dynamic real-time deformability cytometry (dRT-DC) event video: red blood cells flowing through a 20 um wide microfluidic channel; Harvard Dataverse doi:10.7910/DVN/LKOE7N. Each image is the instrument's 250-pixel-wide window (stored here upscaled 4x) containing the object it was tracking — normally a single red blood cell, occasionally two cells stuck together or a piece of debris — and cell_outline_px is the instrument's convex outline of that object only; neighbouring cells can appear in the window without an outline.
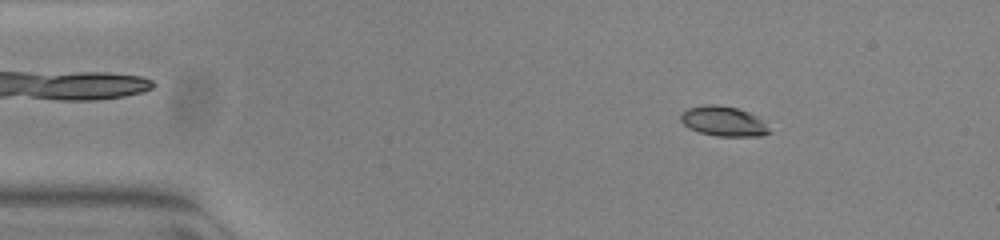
{"species": "common noctule bat (a hibernating species)", "species_latin": "Nyctalus noctula", "temperature_condition": "warm", "stored_images_in_passage": 53, "camera_frame_rate_fps": 3000, "um_per_image_px": 0.085, "animal": {"sex": "female", "body_mass_g": 23.0, "forearm_length_mm": 53.4}, "frame": {"image": 1, "passage_image": 8, "time_ms": 2.333, "image_size_px": [1000, 240], "cell_outline_px": [[772, 132], [760, 136], [716, 136], [700, 132], [688, 128], [680, 120], [680, 116], [688, 108], [704, 104], [720, 104], [736, 108], [748, 112], [756, 116]], "centroid_in_image_um": [61.47, 10.3], "position_along_channel_um": 23.5, "area_um2": 15.32}}
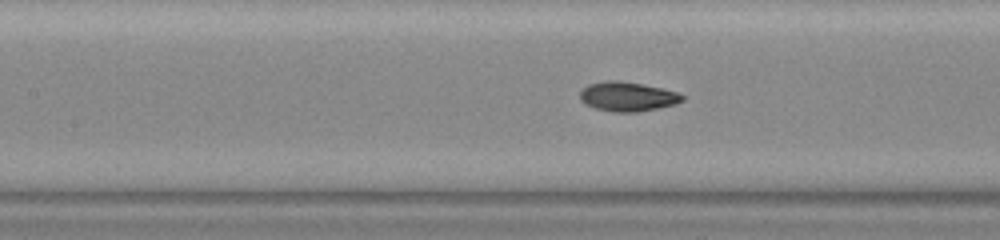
{"frame": {"image": 2, "passage_image": 24, "time_ms": 7.667, "image_size_px": [1000, 240], "cell_outline_px": [[684, 100], [676, 104], [636, 112], [612, 112], [596, 108], [584, 104], [580, 100], [580, 92], [588, 84], [604, 80], [620, 80], [660, 88], [676, 92], [684, 96]], "centroid_in_image_um": [53.3, 8.2], "position_along_channel_um": 154.1, "area_um2": 17.46}}
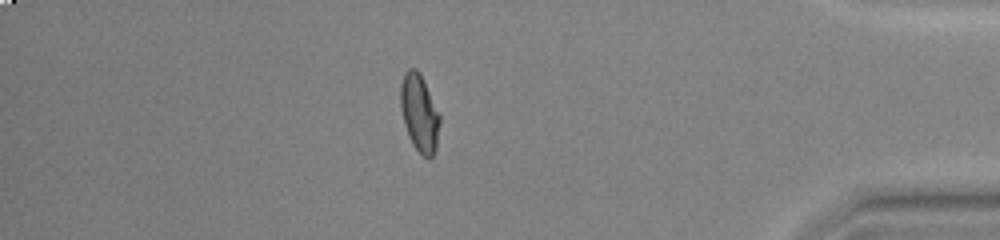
{"frame": {"image": 3, "passage_image": 46, "time_ms": 15.0, "image_size_px": [1000, 240], "cell_outline_px": [[440, 124], [436, 148], [432, 156], [428, 160], [412, 144], [408, 136], [404, 124], [400, 108], [400, 84], [404, 72], [408, 68], [416, 68], [420, 72], [440, 112]], "centroid_in_image_um": [35.65, 9.57], "position_along_channel_um": 399.6, "area_um2": 18.09}, "authors_computed_cell_mechanics": {"area_um2": 17.1088, "velocity_mm_per_s": 3.8969, "shape_relaxation_time_tau1_ms": 3.6397, "shape_relaxation_time_tau2_ms": 1.2601, "deformation_change_tau1": 0.1747, "deformation_change_tau2": 0.0563}}